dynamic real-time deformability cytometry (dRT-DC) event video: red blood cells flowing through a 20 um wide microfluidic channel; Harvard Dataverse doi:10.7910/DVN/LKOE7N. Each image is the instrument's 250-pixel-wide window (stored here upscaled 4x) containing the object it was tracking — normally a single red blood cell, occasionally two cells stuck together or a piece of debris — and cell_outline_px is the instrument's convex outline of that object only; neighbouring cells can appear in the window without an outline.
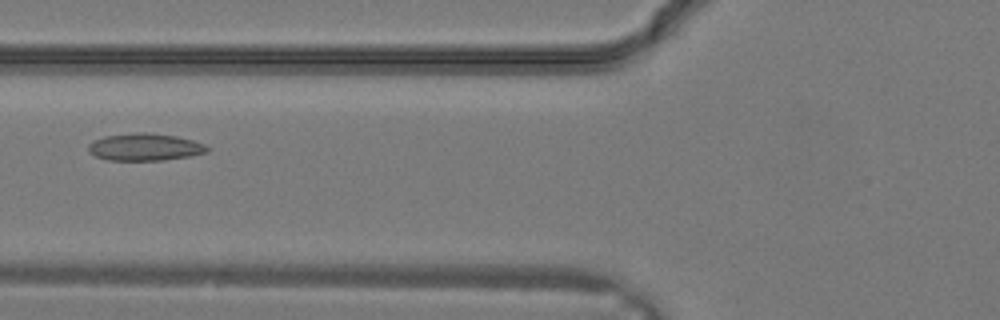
{"species": "common noctule bat (a hibernating species)", "species_latin": "Nyctalus noctula", "temperature_condition": "warm", "stored_images_in_passage": 18, "camera_frame_rate_fps": 3000, "um_per_image_px": 0.085, "animal": {"sex": "male", "body_mass_g": 19.2, "forearm_length_mm": 51.8}, "frame": {"image": 1, "passage_image": 13, "time_ms": 4.0, "image_size_px": [1000, 320], "cell_outline_px": [[208, 152], [192, 156], [164, 160], [108, 160], [96, 156], [88, 152], [88, 144], [92, 140], [104, 136], [132, 132], [148, 132], [176, 136], [192, 140], [204, 144], [208, 148]], "centroid_in_image_um": [12.29, 12.49], "position_along_channel_um": 113.5, "area_um2": 19.07}}
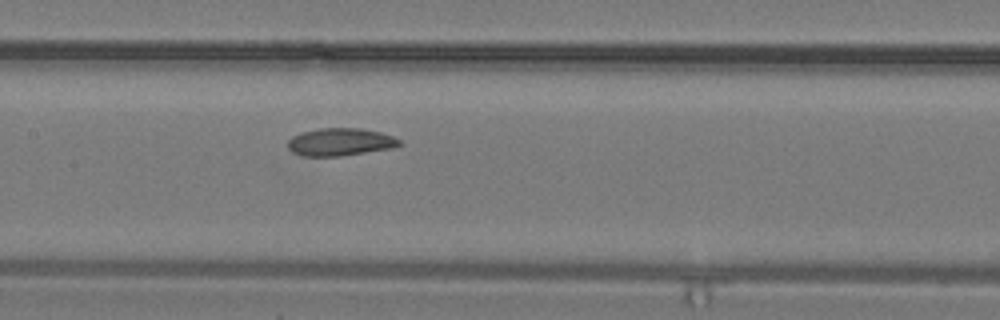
{"frame": {"image": 2, "passage_image": 16, "time_ms": 5.0, "image_size_px": [1000, 320], "cell_outline_px": [[400, 144], [392, 148], [340, 156], [304, 156], [292, 152], [288, 148], [288, 140], [292, 136], [300, 132], [320, 128], [360, 128], [380, 132], [392, 136], [400, 140]], "centroid_in_image_um": [28.88, 12.06], "position_along_channel_um": 178.5, "area_um2": 17.92}}
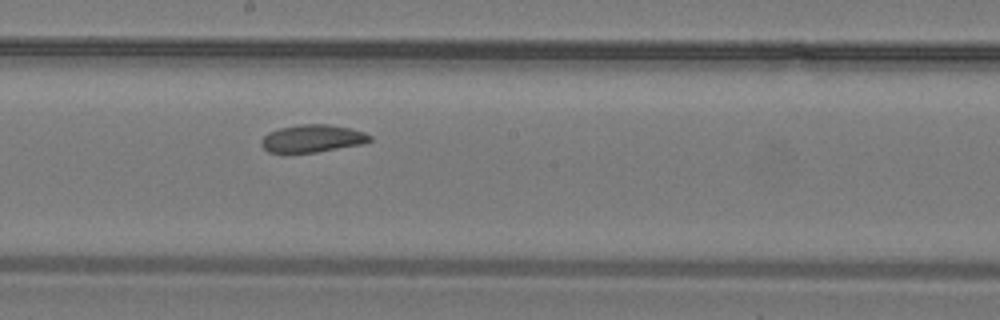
{"frame": {"image": 3, "passage_image": 18, "time_ms": 5.667, "image_size_px": [1000, 320], "cell_outline_px": [[372, 140], [360, 144], [316, 152], [288, 156], [284, 156], [268, 152], [260, 144], [260, 140], [268, 132], [280, 128], [300, 124], [328, 124], [348, 128], [364, 132], [372, 136]], "centroid_in_image_um": [26.45, 11.81], "position_along_channel_um": 221.8, "area_um2": 17.98}}